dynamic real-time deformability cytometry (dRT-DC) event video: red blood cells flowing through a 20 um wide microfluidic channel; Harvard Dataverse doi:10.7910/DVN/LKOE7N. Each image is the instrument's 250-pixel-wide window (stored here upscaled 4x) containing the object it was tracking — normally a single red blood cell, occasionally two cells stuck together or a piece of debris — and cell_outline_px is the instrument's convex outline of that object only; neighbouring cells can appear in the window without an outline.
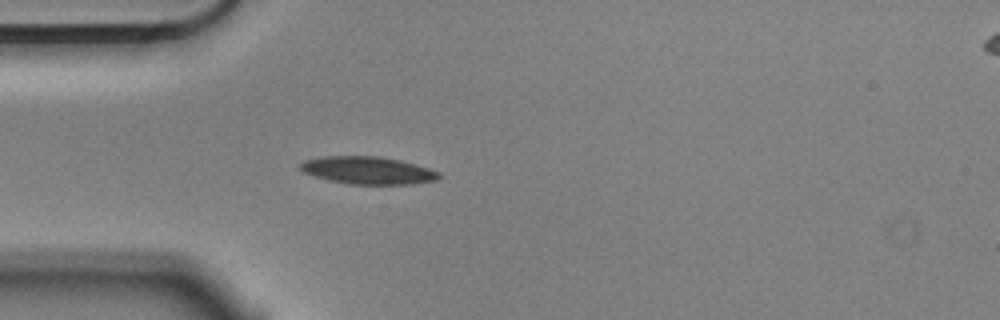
{"species": "Egyptian fruit bat (a non-hibernating species)", "species_latin": "Rousettus aegyptiacus", "temperature_condition": "cold", "stored_images_in_passage": 4, "camera_frame_rate_fps": 3000, "um_per_image_px": 0.085, "animal": {"sex": "male"}, "frame": {"image": 1, "passage_image": 4, "time_ms": 1.0, "image_size_px": [1000, 320], "cell_outline_px": [[440, 176], [436, 180], [412, 184], [352, 184], [328, 180], [304, 172], [300, 168], [300, 164], [304, 160], [320, 156], [380, 156], [400, 160], [416, 164], [440, 172]], "centroid_in_image_um": [31.27, 14.47], "position_along_channel_um": 53.7, "area_um2": 22.2}}